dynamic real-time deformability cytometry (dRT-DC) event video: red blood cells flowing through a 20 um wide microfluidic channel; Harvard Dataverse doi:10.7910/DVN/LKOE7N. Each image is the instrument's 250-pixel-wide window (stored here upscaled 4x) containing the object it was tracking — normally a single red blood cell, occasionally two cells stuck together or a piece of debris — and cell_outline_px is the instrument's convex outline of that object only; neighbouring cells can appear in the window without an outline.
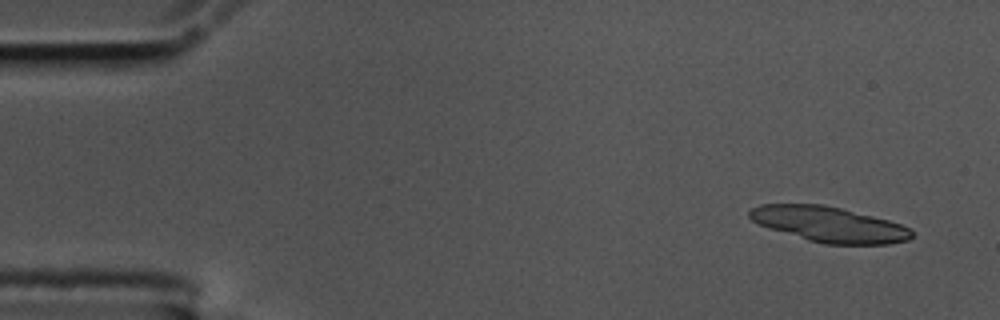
{"species": "common noctule bat (a hibernating species)", "species_latin": "Nyctalus noctula", "temperature_condition": "cold", "stored_images_in_passage": 59, "segment_of_instrument_passage": [1, 2], "camera_frame_rate_fps": 3000, "um_per_image_px": 0.085, "animal": {"sex": "male", "body_mass_g": 17.5, "forearm_length_mm": 52.3}, "frame": {"image": 1, "passage_image": 4, "time_ms": 1.0, "image_size_px": [1000, 320], "cell_outline_px": [[912, 236], [908, 240], [888, 244], [824, 244], [808, 240], [768, 228], [752, 220], [748, 216], [748, 212], [752, 208], [760, 204], [824, 204], [888, 220], [900, 224], [908, 228], [912, 232]], "centroid_in_image_um": [70.44, 19.07], "position_along_channel_um": 14.6, "area_um2": 33.18}}